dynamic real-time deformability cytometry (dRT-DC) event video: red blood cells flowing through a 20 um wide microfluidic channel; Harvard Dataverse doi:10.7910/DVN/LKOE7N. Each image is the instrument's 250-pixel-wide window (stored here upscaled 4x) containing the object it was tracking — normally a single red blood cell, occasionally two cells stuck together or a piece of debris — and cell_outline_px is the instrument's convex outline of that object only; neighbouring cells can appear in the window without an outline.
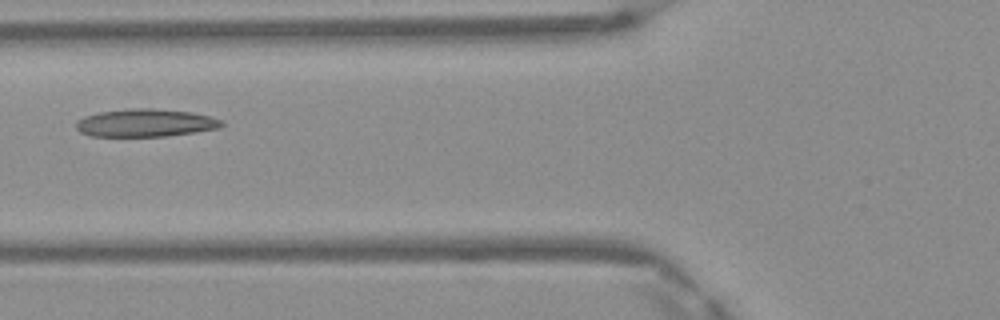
{"species": "Egyptian fruit bat (a non-hibernating species)", "species_latin": "Rousettus aegyptiacus", "temperature_condition": "warm", "stored_images_in_passage": 5, "camera_frame_rate_fps": 3000, "um_per_image_px": 0.085, "frame": {"image": 1, "passage_image": 5, "time_ms": 1.333, "image_size_px": [1000, 320], "cell_outline_px": [[224, 124], [220, 128], [196, 132], [168, 136], [92, 136], [80, 132], [76, 128], [76, 120], [84, 116], [100, 112], [132, 108], [156, 108], [192, 112], [212, 116], [220, 120]], "centroid_in_image_um": [12.38, 10.44], "position_along_channel_um": 113.4, "area_um2": 23.76}}